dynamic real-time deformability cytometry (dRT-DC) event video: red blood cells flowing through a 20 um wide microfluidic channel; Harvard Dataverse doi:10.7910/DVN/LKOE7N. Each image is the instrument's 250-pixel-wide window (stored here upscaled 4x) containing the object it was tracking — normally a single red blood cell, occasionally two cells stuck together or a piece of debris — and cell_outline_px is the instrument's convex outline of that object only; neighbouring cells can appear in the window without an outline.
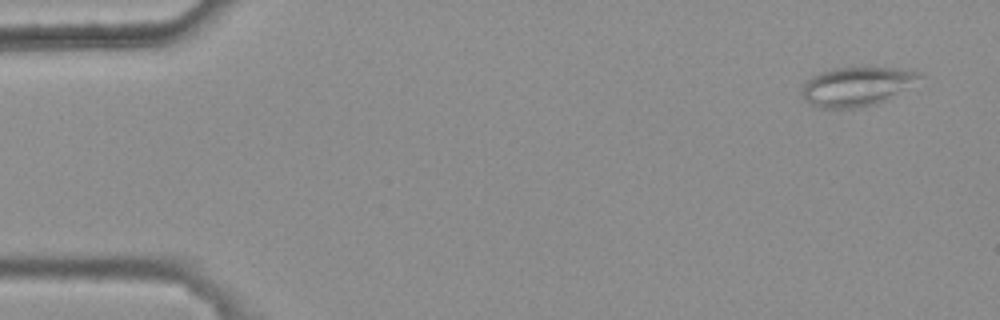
{"species": "common noctule bat (a hibernating species)", "species_latin": "Nyctalus noctula", "temperature_condition": "warm", "stored_images_in_passage": 4, "camera_frame_rate_fps": 3000, "um_per_image_px": 0.085, "animal": {"sex": "female", "body_mass_g": 25.1}, "frame": {"image": 1, "passage_image": 1, "time_ms": 0.0, "image_size_px": [1000, 320], "cell_outline_px": [[928, 76], [888, 100], [876, 104], [860, 108], [820, 108], [808, 104], [804, 100], [804, 84], [812, 76], [820, 72], [836, 68], [868, 64], [896, 68], [920, 72]], "centroid_in_image_um": [72.93, 7.31], "position_along_channel_um": 12.1, "area_um2": 27.86}}
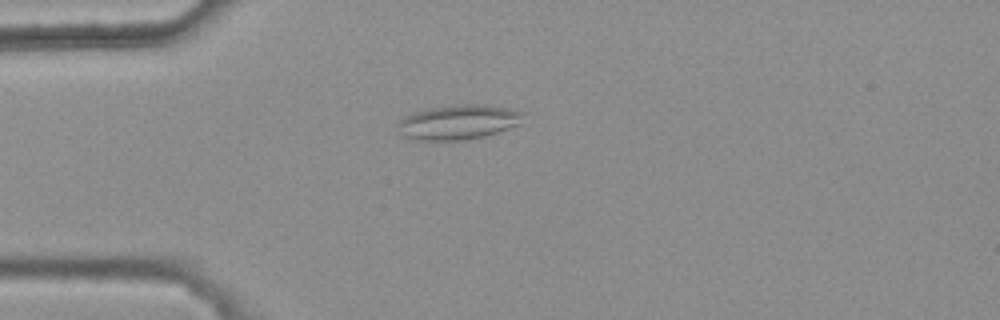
{"frame": {"image": 2, "passage_image": 4, "time_ms": 1.0, "image_size_px": [1000, 320], "cell_outline_px": [[528, 112], [524, 124], [484, 136], [460, 140], [420, 140], [404, 136], [396, 124], [404, 116], [412, 112], [432, 108], [456, 104], [492, 104]], "centroid_in_image_um": [39.09, 10.35], "position_along_channel_um": 45.9, "area_um2": 25.89}}